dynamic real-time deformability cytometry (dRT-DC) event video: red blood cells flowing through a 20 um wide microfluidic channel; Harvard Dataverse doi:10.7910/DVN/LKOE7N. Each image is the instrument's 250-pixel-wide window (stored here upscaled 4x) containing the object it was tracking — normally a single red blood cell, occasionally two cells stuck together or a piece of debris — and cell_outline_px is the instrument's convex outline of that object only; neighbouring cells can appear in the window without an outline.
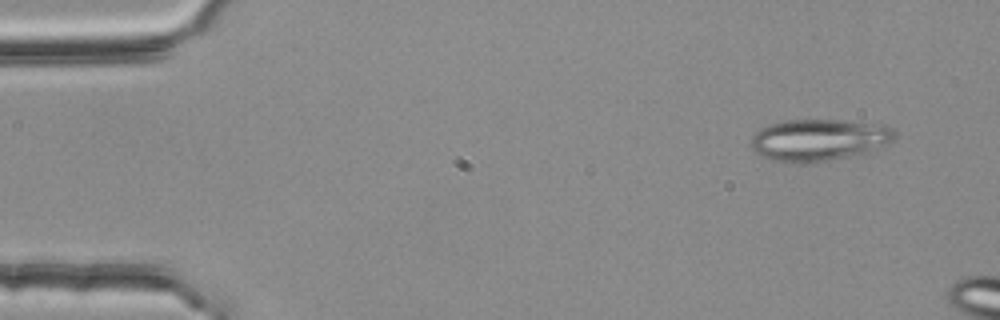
{"species": "common noctule bat (a hibernating species)", "species_latin": "Nyctalus noctula", "temperature_condition": "room temperature", "stored_images_in_passage": 10, "camera_frame_rate_fps": 3000, "um_per_image_px": 0.085, "animal": {"sex": "female", "body_mass_g": 25.1}, "frame": {"image": 1, "passage_image": 4, "time_ms": 1.0, "image_size_px": [1000, 320], "cell_outline_px": [[896, 136], [888, 144], [864, 152], [824, 160], [776, 160], [764, 156], [756, 152], [752, 148], [752, 136], [756, 132], [772, 124], [784, 120], [836, 120], [884, 124], [892, 128], [896, 132]], "centroid_in_image_um": [69.67, 11.83], "position_along_channel_um": 15.3, "area_um2": 33.58}}